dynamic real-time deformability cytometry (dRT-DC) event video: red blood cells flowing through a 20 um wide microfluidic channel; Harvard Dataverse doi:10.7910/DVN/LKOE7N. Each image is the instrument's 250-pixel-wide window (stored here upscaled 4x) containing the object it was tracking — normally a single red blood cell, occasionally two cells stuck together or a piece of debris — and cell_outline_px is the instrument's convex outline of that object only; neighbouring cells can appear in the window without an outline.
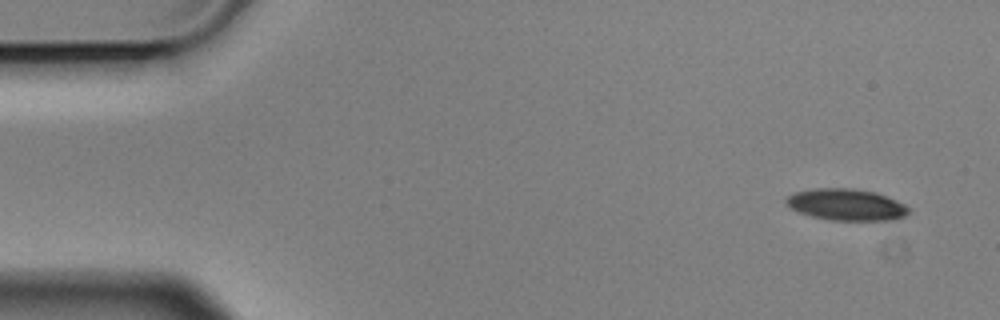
{"species": "Egyptian fruit bat (a non-hibernating species)", "species_latin": "Rousettus aegyptiacus", "temperature_condition": "cold", "stored_images_in_passage": 6, "camera_frame_rate_fps": 3000, "um_per_image_px": 0.085, "animal": {"sex": "male"}, "frame": {"image": 1, "passage_image": 1, "time_ms": 0.0, "image_size_px": [1000, 320], "cell_outline_px": [[912, 212], [896, 220], [832, 220], [812, 216], [800, 212], [792, 208], [784, 200], [792, 192], [812, 188], [852, 188], [876, 192], [896, 200], [904, 204]], "centroid_in_image_um": [71.96, 17.38], "position_along_channel_um": 13.0, "area_um2": 22.6}}
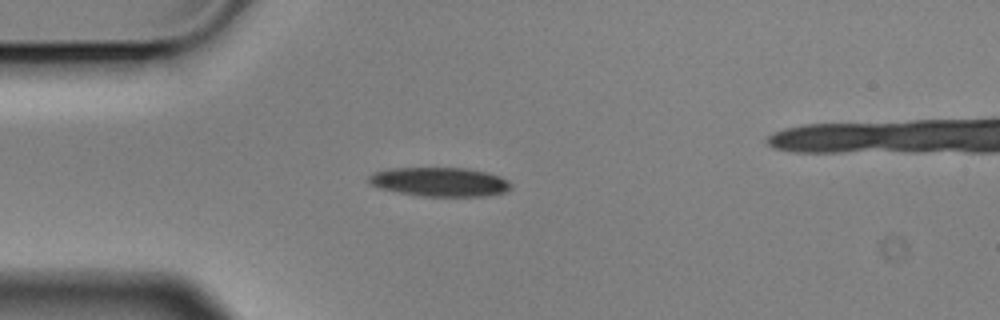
{"frame": {"image": 2, "passage_image": 4, "time_ms": 1.0, "image_size_px": [1000, 320], "cell_outline_px": [[512, 188], [504, 192], [488, 196], [424, 196], [400, 192], [380, 188], [368, 184], [368, 176], [372, 172], [388, 168], [468, 168], [488, 172], [500, 176], [508, 180], [512, 184]], "centroid_in_image_um": [37.39, 15.45], "position_along_channel_um": 47.6, "area_um2": 24.28}}
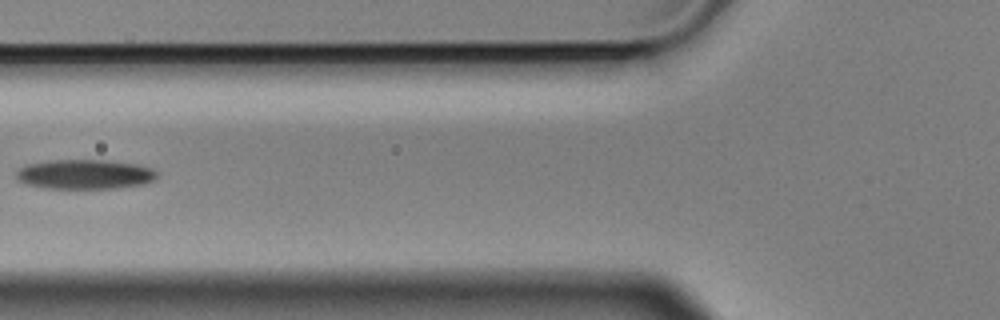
{"frame": {"image": 3, "passage_image": 6, "time_ms": 1.667, "image_size_px": [1000, 320], "cell_outline_px": [[160, 176], [156, 180], [144, 184], [116, 188], [44, 188], [28, 184], [16, 180], [16, 172], [24, 164], [52, 160], [108, 160], [136, 164], [152, 168]], "centroid_in_image_um": [7.23, 14.81], "position_along_channel_um": 118.6, "area_um2": 24.51}}